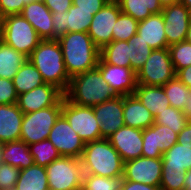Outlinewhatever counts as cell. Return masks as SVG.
Masks as SVG:
<instances>
[{"label": "cell", "instance_id": "cb8c5ba5", "mask_svg": "<svg viewBox=\"0 0 191 190\" xmlns=\"http://www.w3.org/2000/svg\"><path fill=\"white\" fill-rule=\"evenodd\" d=\"M134 95L151 112L154 118L170 106L163 86L137 84Z\"/></svg>", "mask_w": 191, "mask_h": 190}, {"label": "cell", "instance_id": "f35d334b", "mask_svg": "<svg viewBox=\"0 0 191 190\" xmlns=\"http://www.w3.org/2000/svg\"><path fill=\"white\" fill-rule=\"evenodd\" d=\"M186 172L162 170L161 190H184Z\"/></svg>", "mask_w": 191, "mask_h": 190}, {"label": "cell", "instance_id": "e0dca14e", "mask_svg": "<svg viewBox=\"0 0 191 190\" xmlns=\"http://www.w3.org/2000/svg\"><path fill=\"white\" fill-rule=\"evenodd\" d=\"M97 68L116 96L134 94L137 85L136 73L131 68L114 66L105 63L101 58H99Z\"/></svg>", "mask_w": 191, "mask_h": 190}, {"label": "cell", "instance_id": "11a10c76", "mask_svg": "<svg viewBox=\"0 0 191 190\" xmlns=\"http://www.w3.org/2000/svg\"><path fill=\"white\" fill-rule=\"evenodd\" d=\"M2 153H3V144H0V165H1L2 163H4L3 157H2Z\"/></svg>", "mask_w": 191, "mask_h": 190}, {"label": "cell", "instance_id": "4316f807", "mask_svg": "<svg viewBox=\"0 0 191 190\" xmlns=\"http://www.w3.org/2000/svg\"><path fill=\"white\" fill-rule=\"evenodd\" d=\"M28 57L0 39V78L13 79Z\"/></svg>", "mask_w": 191, "mask_h": 190}, {"label": "cell", "instance_id": "8fae6325", "mask_svg": "<svg viewBox=\"0 0 191 190\" xmlns=\"http://www.w3.org/2000/svg\"><path fill=\"white\" fill-rule=\"evenodd\" d=\"M64 93L48 83L18 95V108L24 113L35 112L51 106H62Z\"/></svg>", "mask_w": 191, "mask_h": 190}, {"label": "cell", "instance_id": "d590c367", "mask_svg": "<svg viewBox=\"0 0 191 190\" xmlns=\"http://www.w3.org/2000/svg\"><path fill=\"white\" fill-rule=\"evenodd\" d=\"M139 22L130 15L120 13L113 27L114 41H128L137 33Z\"/></svg>", "mask_w": 191, "mask_h": 190}, {"label": "cell", "instance_id": "db71d44e", "mask_svg": "<svg viewBox=\"0 0 191 190\" xmlns=\"http://www.w3.org/2000/svg\"><path fill=\"white\" fill-rule=\"evenodd\" d=\"M181 3L186 7H190L191 6V0H181Z\"/></svg>", "mask_w": 191, "mask_h": 190}, {"label": "cell", "instance_id": "d4e9b609", "mask_svg": "<svg viewBox=\"0 0 191 190\" xmlns=\"http://www.w3.org/2000/svg\"><path fill=\"white\" fill-rule=\"evenodd\" d=\"M3 161L19 170L34 164L28 145L22 140L3 143Z\"/></svg>", "mask_w": 191, "mask_h": 190}, {"label": "cell", "instance_id": "4dcf8cb0", "mask_svg": "<svg viewBox=\"0 0 191 190\" xmlns=\"http://www.w3.org/2000/svg\"><path fill=\"white\" fill-rule=\"evenodd\" d=\"M170 106L183 111L187 105L191 89L184 85L176 76L163 85Z\"/></svg>", "mask_w": 191, "mask_h": 190}, {"label": "cell", "instance_id": "6f0895ef", "mask_svg": "<svg viewBox=\"0 0 191 190\" xmlns=\"http://www.w3.org/2000/svg\"><path fill=\"white\" fill-rule=\"evenodd\" d=\"M1 190H17L15 186L13 187H9V188H6V189H1Z\"/></svg>", "mask_w": 191, "mask_h": 190}, {"label": "cell", "instance_id": "f5cc1de1", "mask_svg": "<svg viewBox=\"0 0 191 190\" xmlns=\"http://www.w3.org/2000/svg\"><path fill=\"white\" fill-rule=\"evenodd\" d=\"M185 41L191 44V23H190V25H189V28H188V31H187V34H186Z\"/></svg>", "mask_w": 191, "mask_h": 190}, {"label": "cell", "instance_id": "7a4b0ae2", "mask_svg": "<svg viewBox=\"0 0 191 190\" xmlns=\"http://www.w3.org/2000/svg\"><path fill=\"white\" fill-rule=\"evenodd\" d=\"M41 73L45 83L66 92L70 77L64 65V57L57 40H42L28 57Z\"/></svg>", "mask_w": 191, "mask_h": 190}, {"label": "cell", "instance_id": "484cf974", "mask_svg": "<svg viewBox=\"0 0 191 190\" xmlns=\"http://www.w3.org/2000/svg\"><path fill=\"white\" fill-rule=\"evenodd\" d=\"M191 169V147L175 143L162 156V170L187 172Z\"/></svg>", "mask_w": 191, "mask_h": 190}, {"label": "cell", "instance_id": "f907efd6", "mask_svg": "<svg viewBox=\"0 0 191 190\" xmlns=\"http://www.w3.org/2000/svg\"><path fill=\"white\" fill-rule=\"evenodd\" d=\"M184 190H191V169L186 172Z\"/></svg>", "mask_w": 191, "mask_h": 190}, {"label": "cell", "instance_id": "7402d4cb", "mask_svg": "<svg viewBox=\"0 0 191 190\" xmlns=\"http://www.w3.org/2000/svg\"><path fill=\"white\" fill-rule=\"evenodd\" d=\"M123 118L125 126L146 129L154 124V116L134 95L123 96Z\"/></svg>", "mask_w": 191, "mask_h": 190}, {"label": "cell", "instance_id": "680465c9", "mask_svg": "<svg viewBox=\"0 0 191 190\" xmlns=\"http://www.w3.org/2000/svg\"><path fill=\"white\" fill-rule=\"evenodd\" d=\"M188 13H189V17H190V20H191V6L188 7Z\"/></svg>", "mask_w": 191, "mask_h": 190}, {"label": "cell", "instance_id": "ba28073f", "mask_svg": "<svg viewBox=\"0 0 191 190\" xmlns=\"http://www.w3.org/2000/svg\"><path fill=\"white\" fill-rule=\"evenodd\" d=\"M176 76L168 48L152 50L143 67L136 73V83L163 86Z\"/></svg>", "mask_w": 191, "mask_h": 190}, {"label": "cell", "instance_id": "5bb4252c", "mask_svg": "<svg viewBox=\"0 0 191 190\" xmlns=\"http://www.w3.org/2000/svg\"><path fill=\"white\" fill-rule=\"evenodd\" d=\"M178 133L168 126L154 123L143 130L142 156L162 158L163 154L177 143Z\"/></svg>", "mask_w": 191, "mask_h": 190}, {"label": "cell", "instance_id": "f546056e", "mask_svg": "<svg viewBox=\"0 0 191 190\" xmlns=\"http://www.w3.org/2000/svg\"><path fill=\"white\" fill-rule=\"evenodd\" d=\"M130 46L127 41H112L100 50V58L108 64L131 68Z\"/></svg>", "mask_w": 191, "mask_h": 190}, {"label": "cell", "instance_id": "6da1fadb", "mask_svg": "<svg viewBox=\"0 0 191 190\" xmlns=\"http://www.w3.org/2000/svg\"><path fill=\"white\" fill-rule=\"evenodd\" d=\"M70 78L97 67L100 49L86 32H71L57 39Z\"/></svg>", "mask_w": 191, "mask_h": 190}, {"label": "cell", "instance_id": "c3c4849f", "mask_svg": "<svg viewBox=\"0 0 191 190\" xmlns=\"http://www.w3.org/2000/svg\"><path fill=\"white\" fill-rule=\"evenodd\" d=\"M145 3V12H150L151 14H159L162 12L163 7L159 0H143Z\"/></svg>", "mask_w": 191, "mask_h": 190}, {"label": "cell", "instance_id": "44dd1931", "mask_svg": "<svg viewBox=\"0 0 191 190\" xmlns=\"http://www.w3.org/2000/svg\"><path fill=\"white\" fill-rule=\"evenodd\" d=\"M23 115L17 103L0 105V144L19 140Z\"/></svg>", "mask_w": 191, "mask_h": 190}, {"label": "cell", "instance_id": "277c9868", "mask_svg": "<svg viewBox=\"0 0 191 190\" xmlns=\"http://www.w3.org/2000/svg\"><path fill=\"white\" fill-rule=\"evenodd\" d=\"M80 160L84 174L108 178L123 175L124 162L108 138L86 143Z\"/></svg>", "mask_w": 191, "mask_h": 190}, {"label": "cell", "instance_id": "836d02e7", "mask_svg": "<svg viewBox=\"0 0 191 190\" xmlns=\"http://www.w3.org/2000/svg\"><path fill=\"white\" fill-rule=\"evenodd\" d=\"M124 177H102L93 174H84L81 190H121Z\"/></svg>", "mask_w": 191, "mask_h": 190}, {"label": "cell", "instance_id": "7bdbcfd3", "mask_svg": "<svg viewBox=\"0 0 191 190\" xmlns=\"http://www.w3.org/2000/svg\"><path fill=\"white\" fill-rule=\"evenodd\" d=\"M110 0H72V4L77 9L84 11H94V15L102 9V7Z\"/></svg>", "mask_w": 191, "mask_h": 190}, {"label": "cell", "instance_id": "9f6ffc18", "mask_svg": "<svg viewBox=\"0 0 191 190\" xmlns=\"http://www.w3.org/2000/svg\"><path fill=\"white\" fill-rule=\"evenodd\" d=\"M35 1H38V0H24V4L26 5V4L30 3V2H35Z\"/></svg>", "mask_w": 191, "mask_h": 190}, {"label": "cell", "instance_id": "2e32d148", "mask_svg": "<svg viewBox=\"0 0 191 190\" xmlns=\"http://www.w3.org/2000/svg\"><path fill=\"white\" fill-rule=\"evenodd\" d=\"M161 13L164 18V30L167 44L170 46L185 41L191 23L188 8L180 2L164 7Z\"/></svg>", "mask_w": 191, "mask_h": 190}, {"label": "cell", "instance_id": "8d00e7d4", "mask_svg": "<svg viewBox=\"0 0 191 190\" xmlns=\"http://www.w3.org/2000/svg\"><path fill=\"white\" fill-rule=\"evenodd\" d=\"M175 73L191 65V44L186 41L168 46Z\"/></svg>", "mask_w": 191, "mask_h": 190}, {"label": "cell", "instance_id": "f6af8a7d", "mask_svg": "<svg viewBox=\"0 0 191 190\" xmlns=\"http://www.w3.org/2000/svg\"><path fill=\"white\" fill-rule=\"evenodd\" d=\"M121 190H161L160 186L147 185L140 182L124 180Z\"/></svg>", "mask_w": 191, "mask_h": 190}, {"label": "cell", "instance_id": "83f0119b", "mask_svg": "<svg viewBox=\"0 0 191 190\" xmlns=\"http://www.w3.org/2000/svg\"><path fill=\"white\" fill-rule=\"evenodd\" d=\"M15 187L17 190H49L46 168L33 164L20 170Z\"/></svg>", "mask_w": 191, "mask_h": 190}, {"label": "cell", "instance_id": "f1b7e54d", "mask_svg": "<svg viewBox=\"0 0 191 190\" xmlns=\"http://www.w3.org/2000/svg\"><path fill=\"white\" fill-rule=\"evenodd\" d=\"M12 81L18 95L31 91L45 83L41 73L29 59L20 67Z\"/></svg>", "mask_w": 191, "mask_h": 190}, {"label": "cell", "instance_id": "52a82bcc", "mask_svg": "<svg viewBox=\"0 0 191 190\" xmlns=\"http://www.w3.org/2000/svg\"><path fill=\"white\" fill-rule=\"evenodd\" d=\"M61 114L62 106H51L24 114L19 140L27 145L46 140Z\"/></svg>", "mask_w": 191, "mask_h": 190}, {"label": "cell", "instance_id": "1f68e13d", "mask_svg": "<svg viewBox=\"0 0 191 190\" xmlns=\"http://www.w3.org/2000/svg\"><path fill=\"white\" fill-rule=\"evenodd\" d=\"M128 46H130V63L131 69L137 73L147 61L149 55L152 52V48L148 43H145L140 39V35L136 33L128 41Z\"/></svg>", "mask_w": 191, "mask_h": 190}, {"label": "cell", "instance_id": "681fc988", "mask_svg": "<svg viewBox=\"0 0 191 190\" xmlns=\"http://www.w3.org/2000/svg\"><path fill=\"white\" fill-rule=\"evenodd\" d=\"M183 113L189 120H191V94L188 98L186 107L183 109Z\"/></svg>", "mask_w": 191, "mask_h": 190}, {"label": "cell", "instance_id": "5b68a950", "mask_svg": "<svg viewBox=\"0 0 191 190\" xmlns=\"http://www.w3.org/2000/svg\"><path fill=\"white\" fill-rule=\"evenodd\" d=\"M0 39L27 57L42 41L34 27L21 14L1 19Z\"/></svg>", "mask_w": 191, "mask_h": 190}, {"label": "cell", "instance_id": "3957f363", "mask_svg": "<svg viewBox=\"0 0 191 190\" xmlns=\"http://www.w3.org/2000/svg\"><path fill=\"white\" fill-rule=\"evenodd\" d=\"M115 96L97 67L73 76L64 93V97L68 101L80 106L91 107L109 101Z\"/></svg>", "mask_w": 191, "mask_h": 190}, {"label": "cell", "instance_id": "bcb514c9", "mask_svg": "<svg viewBox=\"0 0 191 190\" xmlns=\"http://www.w3.org/2000/svg\"><path fill=\"white\" fill-rule=\"evenodd\" d=\"M177 143L191 147V120H189L186 126L179 132Z\"/></svg>", "mask_w": 191, "mask_h": 190}, {"label": "cell", "instance_id": "60d3db41", "mask_svg": "<svg viewBox=\"0 0 191 190\" xmlns=\"http://www.w3.org/2000/svg\"><path fill=\"white\" fill-rule=\"evenodd\" d=\"M18 94L16 93L11 79L0 78V105L17 103Z\"/></svg>", "mask_w": 191, "mask_h": 190}, {"label": "cell", "instance_id": "603a6c76", "mask_svg": "<svg viewBox=\"0 0 191 190\" xmlns=\"http://www.w3.org/2000/svg\"><path fill=\"white\" fill-rule=\"evenodd\" d=\"M164 25L162 13L152 14L145 20L139 21L137 33L153 50L168 48Z\"/></svg>", "mask_w": 191, "mask_h": 190}, {"label": "cell", "instance_id": "7dc6e473", "mask_svg": "<svg viewBox=\"0 0 191 190\" xmlns=\"http://www.w3.org/2000/svg\"><path fill=\"white\" fill-rule=\"evenodd\" d=\"M176 77L188 88L191 89V65L188 67H185L183 69H180L176 73Z\"/></svg>", "mask_w": 191, "mask_h": 190}, {"label": "cell", "instance_id": "ab89813d", "mask_svg": "<svg viewBox=\"0 0 191 190\" xmlns=\"http://www.w3.org/2000/svg\"><path fill=\"white\" fill-rule=\"evenodd\" d=\"M20 170L9 164L0 165V190L15 186Z\"/></svg>", "mask_w": 191, "mask_h": 190}, {"label": "cell", "instance_id": "4fadbf2b", "mask_svg": "<svg viewBox=\"0 0 191 190\" xmlns=\"http://www.w3.org/2000/svg\"><path fill=\"white\" fill-rule=\"evenodd\" d=\"M124 180L160 186L162 178V158L138 157L124 162Z\"/></svg>", "mask_w": 191, "mask_h": 190}, {"label": "cell", "instance_id": "30bf717a", "mask_svg": "<svg viewBox=\"0 0 191 190\" xmlns=\"http://www.w3.org/2000/svg\"><path fill=\"white\" fill-rule=\"evenodd\" d=\"M120 13L121 10L117 1L110 0L100 11L93 15L87 33L100 50L113 41L112 31Z\"/></svg>", "mask_w": 191, "mask_h": 190}, {"label": "cell", "instance_id": "d6a6232c", "mask_svg": "<svg viewBox=\"0 0 191 190\" xmlns=\"http://www.w3.org/2000/svg\"><path fill=\"white\" fill-rule=\"evenodd\" d=\"M28 148L33 157L34 164L41 167H47L50 163L61 156L48 139L30 144L28 145Z\"/></svg>", "mask_w": 191, "mask_h": 190}, {"label": "cell", "instance_id": "9a60e30c", "mask_svg": "<svg viewBox=\"0 0 191 190\" xmlns=\"http://www.w3.org/2000/svg\"><path fill=\"white\" fill-rule=\"evenodd\" d=\"M94 11H84L77 9L73 5L64 13H52L53 40L71 33L88 32Z\"/></svg>", "mask_w": 191, "mask_h": 190}, {"label": "cell", "instance_id": "ac0fdd59", "mask_svg": "<svg viewBox=\"0 0 191 190\" xmlns=\"http://www.w3.org/2000/svg\"><path fill=\"white\" fill-rule=\"evenodd\" d=\"M95 118L100 123L101 138H108L125 126L123 118V96L92 106Z\"/></svg>", "mask_w": 191, "mask_h": 190}, {"label": "cell", "instance_id": "e575fe53", "mask_svg": "<svg viewBox=\"0 0 191 190\" xmlns=\"http://www.w3.org/2000/svg\"><path fill=\"white\" fill-rule=\"evenodd\" d=\"M188 121L189 119L185 116L183 111L172 106H169L154 118V123L168 126L178 134L186 126Z\"/></svg>", "mask_w": 191, "mask_h": 190}, {"label": "cell", "instance_id": "74e56055", "mask_svg": "<svg viewBox=\"0 0 191 190\" xmlns=\"http://www.w3.org/2000/svg\"><path fill=\"white\" fill-rule=\"evenodd\" d=\"M122 13L130 15L135 20L142 21L151 16L150 12H145L143 0H116Z\"/></svg>", "mask_w": 191, "mask_h": 190}, {"label": "cell", "instance_id": "d6986e66", "mask_svg": "<svg viewBox=\"0 0 191 190\" xmlns=\"http://www.w3.org/2000/svg\"><path fill=\"white\" fill-rule=\"evenodd\" d=\"M143 130L123 126L108 137L111 145L119 153L123 162L142 156Z\"/></svg>", "mask_w": 191, "mask_h": 190}, {"label": "cell", "instance_id": "8992f818", "mask_svg": "<svg viewBox=\"0 0 191 190\" xmlns=\"http://www.w3.org/2000/svg\"><path fill=\"white\" fill-rule=\"evenodd\" d=\"M45 168L49 189L81 190L84 171L79 158L60 156Z\"/></svg>", "mask_w": 191, "mask_h": 190}, {"label": "cell", "instance_id": "ee69618b", "mask_svg": "<svg viewBox=\"0 0 191 190\" xmlns=\"http://www.w3.org/2000/svg\"><path fill=\"white\" fill-rule=\"evenodd\" d=\"M52 13H64L72 6V0H42Z\"/></svg>", "mask_w": 191, "mask_h": 190}, {"label": "cell", "instance_id": "b9f144b4", "mask_svg": "<svg viewBox=\"0 0 191 190\" xmlns=\"http://www.w3.org/2000/svg\"><path fill=\"white\" fill-rule=\"evenodd\" d=\"M24 6V0H0V18L20 14Z\"/></svg>", "mask_w": 191, "mask_h": 190}, {"label": "cell", "instance_id": "7c38bea8", "mask_svg": "<svg viewBox=\"0 0 191 190\" xmlns=\"http://www.w3.org/2000/svg\"><path fill=\"white\" fill-rule=\"evenodd\" d=\"M47 139L61 156L81 158L85 143L62 114L56 120Z\"/></svg>", "mask_w": 191, "mask_h": 190}, {"label": "cell", "instance_id": "816d5d0a", "mask_svg": "<svg viewBox=\"0 0 191 190\" xmlns=\"http://www.w3.org/2000/svg\"><path fill=\"white\" fill-rule=\"evenodd\" d=\"M159 1L163 8L181 2V0H159Z\"/></svg>", "mask_w": 191, "mask_h": 190}, {"label": "cell", "instance_id": "ffe728a7", "mask_svg": "<svg viewBox=\"0 0 191 190\" xmlns=\"http://www.w3.org/2000/svg\"><path fill=\"white\" fill-rule=\"evenodd\" d=\"M20 14L34 27L42 40H53L52 12L42 0L26 4Z\"/></svg>", "mask_w": 191, "mask_h": 190}, {"label": "cell", "instance_id": "9c48e42d", "mask_svg": "<svg viewBox=\"0 0 191 190\" xmlns=\"http://www.w3.org/2000/svg\"><path fill=\"white\" fill-rule=\"evenodd\" d=\"M62 115L85 144L101 139L100 123L95 118L93 107L74 104L64 97Z\"/></svg>", "mask_w": 191, "mask_h": 190}]
</instances>
